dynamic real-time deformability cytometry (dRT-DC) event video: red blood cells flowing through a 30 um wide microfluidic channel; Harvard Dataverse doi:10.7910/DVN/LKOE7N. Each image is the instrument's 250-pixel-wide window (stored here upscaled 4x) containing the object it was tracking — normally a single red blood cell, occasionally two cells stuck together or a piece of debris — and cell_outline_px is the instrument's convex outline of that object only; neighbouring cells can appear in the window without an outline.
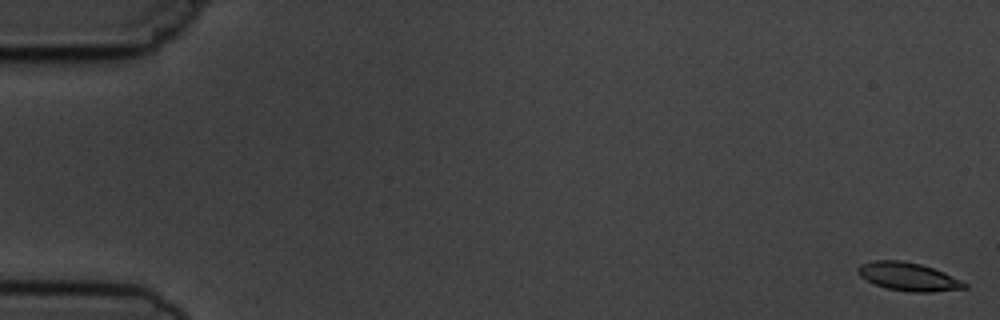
{"species": "common noctule bat (a hibernating species)", "species_latin": "Nyctalus noctula", "temperature_condition": "cold", "stored_images_in_passage": 6, "camera_frame_rate_fps": 3000, "um_per_image_px": 0.085, "animal": {"sex": "male", "body_mass_g": 19.5, "forearm_length_mm": 54.6}, "frame": {"image": 1, "passage_image": 1, "time_ms": 0.0, "image_size_px": [1000, 320], "cell_outline_px": [[968, 288], [932, 292], [908, 292], [888, 288], [876, 284], [860, 276], [856, 272], [856, 268], [860, 264], [872, 260], [900, 260], [920, 264], [944, 272], [968, 284]], "centroid_in_image_um": [77.2, 23.51], "position_along_channel_um": 7.8, "area_um2": 17.51}}